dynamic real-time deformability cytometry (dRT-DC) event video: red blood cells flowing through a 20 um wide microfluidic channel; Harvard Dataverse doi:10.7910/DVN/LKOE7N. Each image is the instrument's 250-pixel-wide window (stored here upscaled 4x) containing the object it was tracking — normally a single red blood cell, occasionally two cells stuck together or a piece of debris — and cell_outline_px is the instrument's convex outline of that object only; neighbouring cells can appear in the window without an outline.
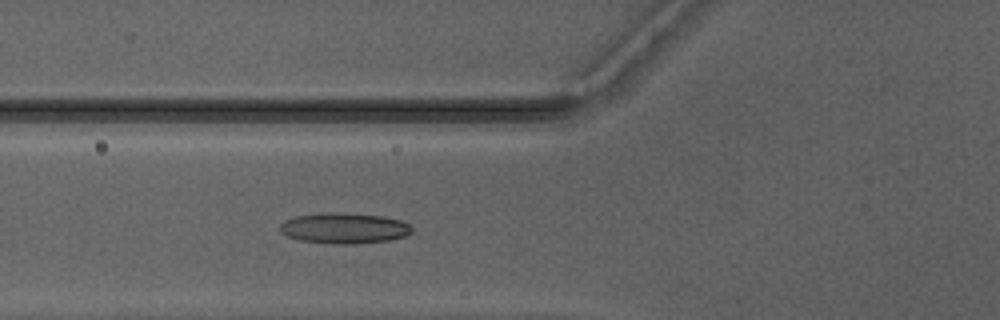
{"species": "Egyptian fruit bat (a non-hibernating species)", "species_latin": "Rousettus aegyptiacus", "temperature_condition": "warm", "stored_images_in_passage": 35, "camera_frame_rate_fps": 3000, "um_per_image_px": 0.085, "animal": {"sex": "male"}, "frame": {"image": 1, "passage_image": 5, "time_ms": 1.333, "image_size_px": [1000, 320], "cell_outline_px": [[412, 232], [404, 236], [388, 240], [356, 244], [332, 244], [300, 240], [288, 236], [280, 232], [280, 224], [284, 220], [296, 216], [328, 212], [340, 212], [384, 216], [400, 220], [408, 224], [412, 228]], "centroid_in_image_um": [29.24, 19.39], "position_along_channel_um": 96.6, "area_um2": 23.64}}
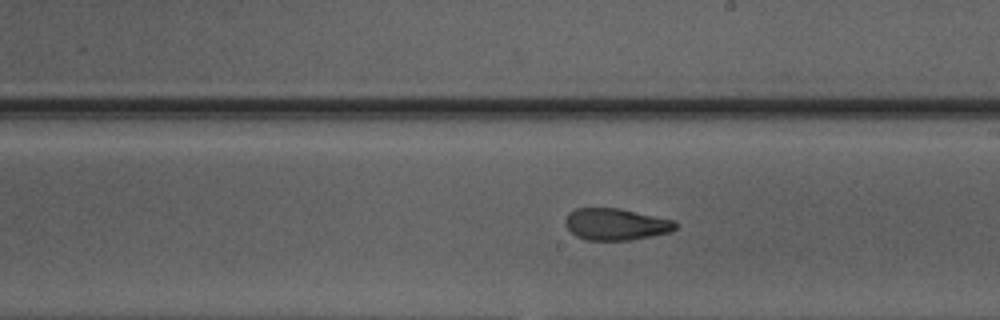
{"frame": {"image": 2, "passage_image": 15, "time_ms": 4.667, "image_size_px": [1000, 320], "cell_outline_px": [[680, 224], [672, 232], [628, 240], [588, 240], [576, 236], [564, 224], [564, 220], [568, 212], [576, 208], [620, 208], [676, 220]], "centroid_in_image_um": [52.38, 19.05], "position_along_channel_um": 236.6, "area_um2": 20.63}}
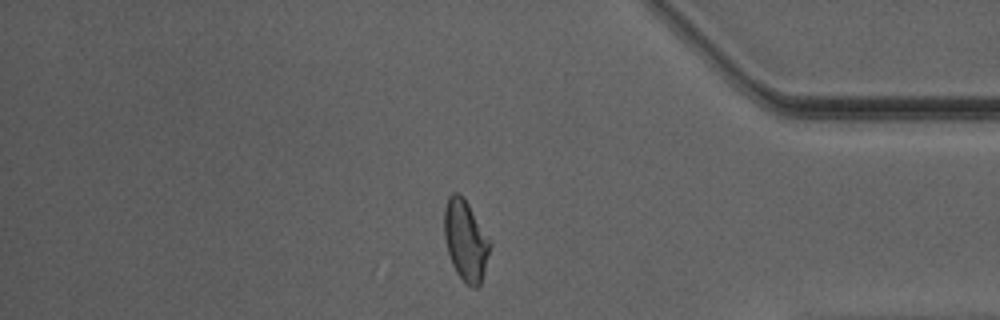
{"frame": {"image": 3, "passage_image": 28, "time_ms": 9.0, "image_size_px": [1000, 320], "cell_outline_px": [[492, 244], [480, 284], [476, 288], [472, 288], [456, 272], [452, 264], [448, 252], [444, 236], [444, 208], [448, 196], [452, 192], [456, 192], [464, 196], [492, 240]], "centroid_in_image_um": [39.59, 20.38], "position_along_channel_um": 395.6, "area_um2": 21.79}, "authors_computed_cell_mechanics": {"area_um2": 21.1548, "velocity_mm_per_s": 4.2035, "shape_relaxation_time_tau1_ms": null, "shape_relaxation_time_tau2_ms": 1.5065, "deformation_change_tau1": null, "deformation_change_tau2": 0.0882}}